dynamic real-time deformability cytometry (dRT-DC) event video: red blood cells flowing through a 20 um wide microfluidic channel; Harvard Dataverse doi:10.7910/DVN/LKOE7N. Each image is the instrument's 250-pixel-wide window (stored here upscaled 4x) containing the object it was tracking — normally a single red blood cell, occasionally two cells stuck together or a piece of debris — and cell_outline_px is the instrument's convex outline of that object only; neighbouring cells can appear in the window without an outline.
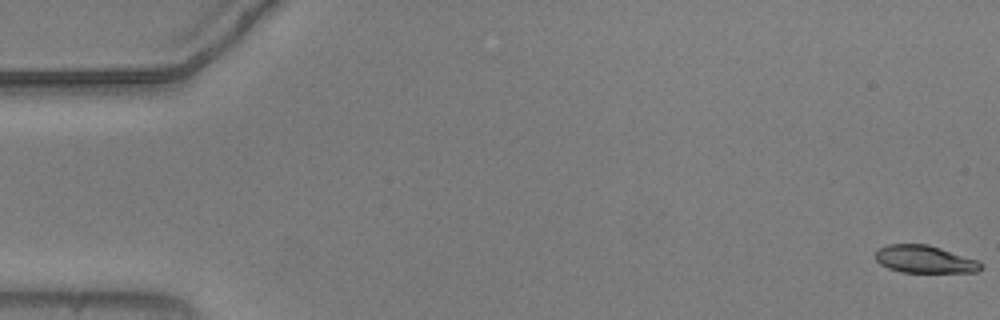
{"species": "common noctule bat (a hibernating species)", "species_latin": "Nyctalus noctula", "temperature_condition": "warm", "stored_images_in_passage": 13, "camera_frame_rate_fps": 3000, "um_per_image_px": 0.085, "animal": {"sex": "male", "body_mass_g": 20.5, "forearm_length_mm": 52.5}, "frame": {"image": 1, "passage_image": 1, "time_ms": 0.0, "image_size_px": [1000, 320], "cell_outline_px": [[984, 268], [976, 272], [900, 272], [888, 268], [880, 264], [876, 260], [876, 248], [888, 244], [928, 244], [980, 260]], "centroid_in_image_um": [78.62, 22.03], "position_along_channel_um": 6.4, "area_um2": 17.17}}